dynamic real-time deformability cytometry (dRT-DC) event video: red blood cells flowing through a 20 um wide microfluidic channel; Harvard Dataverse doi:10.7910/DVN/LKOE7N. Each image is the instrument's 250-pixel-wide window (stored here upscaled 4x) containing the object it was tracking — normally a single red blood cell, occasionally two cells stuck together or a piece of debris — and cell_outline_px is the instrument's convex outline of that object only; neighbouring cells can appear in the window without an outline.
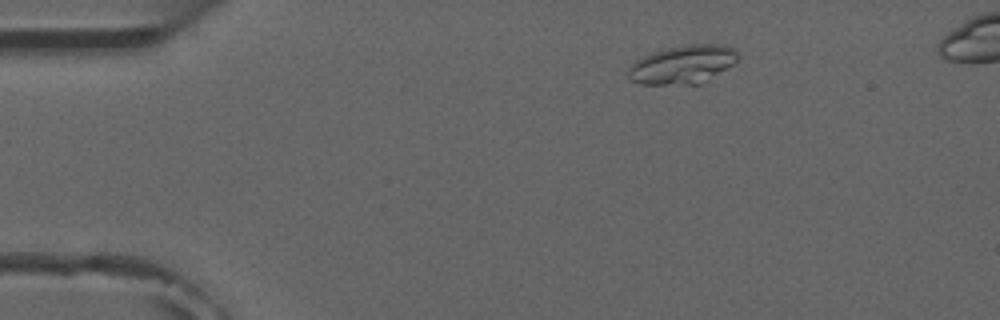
{"species": "common noctule bat (a hibernating species)", "species_latin": "Nyctalus noctula", "temperature_condition": "room temperature", "stored_images_in_passage": 2, "camera_frame_rate_fps": 3000, "um_per_image_px": 0.085, "animal": {"sex": "male", "forearm_length_mm": 52.5}, "frame": {"image": 1, "passage_image": 2, "time_ms": 1.333, "image_size_px": [1000, 320], "cell_outline_px": [[740, 56], [732, 64], [700, 84], [640, 84], [632, 80], [628, 76], [628, 68], [636, 60], [652, 52], [668, 48], [688, 44], [728, 44], [736, 48], [740, 52]], "centroid_in_image_um": [58.07, 5.46], "position_along_channel_um": 26.9, "area_um2": 24.57}}